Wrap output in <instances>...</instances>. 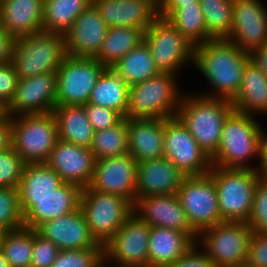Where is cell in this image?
Here are the masks:
<instances>
[{
	"mask_svg": "<svg viewBox=\"0 0 267 267\" xmlns=\"http://www.w3.org/2000/svg\"><path fill=\"white\" fill-rule=\"evenodd\" d=\"M24 226L18 188L0 187V231Z\"/></svg>",
	"mask_w": 267,
	"mask_h": 267,
	"instance_id": "f35d334b",
	"label": "cell"
},
{
	"mask_svg": "<svg viewBox=\"0 0 267 267\" xmlns=\"http://www.w3.org/2000/svg\"><path fill=\"white\" fill-rule=\"evenodd\" d=\"M185 177V174L165 157L139 162L135 199L176 194Z\"/></svg>",
	"mask_w": 267,
	"mask_h": 267,
	"instance_id": "603a6c76",
	"label": "cell"
},
{
	"mask_svg": "<svg viewBox=\"0 0 267 267\" xmlns=\"http://www.w3.org/2000/svg\"><path fill=\"white\" fill-rule=\"evenodd\" d=\"M52 113L57 123L58 139L90 148L94 130L84 105L55 106Z\"/></svg>",
	"mask_w": 267,
	"mask_h": 267,
	"instance_id": "f1b7e54d",
	"label": "cell"
},
{
	"mask_svg": "<svg viewBox=\"0 0 267 267\" xmlns=\"http://www.w3.org/2000/svg\"><path fill=\"white\" fill-rule=\"evenodd\" d=\"M195 242L184 232L150 227L148 267H167L183 256Z\"/></svg>",
	"mask_w": 267,
	"mask_h": 267,
	"instance_id": "4316f807",
	"label": "cell"
},
{
	"mask_svg": "<svg viewBox=\"0 0 267 267\" xmlns=\"http://www.w3.org/2000/svg\"><path fill=\"white\" fill-rule=\"evenodd\" d=\"M8 116L7 105L0 100V119Z\"/></svg>",
	"mask_w": 267,
	"mask_h": 267,
	"instance_id": "db71d44e",
	"label": "cell"
},
{
	"mask_svg": "<svg viewBox=\"0 0 267 267\" xmlns=\"http://www.w3.org/2000/svg\"><path fill=\"white\" fill-rule=\"evenodd\" d=\"M231 102L242 114H267V76L251 59L245 66L240 91Z\"/></svg>",
	"mask_w": 267,
	"mask_h": 267,
	"instance_id": "83f0119b",
	"label": "cell"
},
{
	"mask_svg": "<svg viewBox=\"0 0 267 267\" xmlns=\"http://www.w3.org/2000/svg\"><path fill=\"white\" fill-rule=\"evenodd\" d=\"M144 41L160 73L179 75L185 65L193 64L195 45L165 18L158 16L152 22L144 33Z\"/></svg>",
	"mask_w": 267,
	"mask_h": 267,
	"instance_id": "30bf717a",
	"label": "cell"
},
{
	"mask_svg": "<svg viewBox=\"0 0 267 267\" xmlns=\"http://www.w3.org/2000/svg\"><path fill=\"white\" fill-rule=\"evenodd\" d=\"M56 72L19 79L14 97L7 106L8 115L46 114L56 106Z\"/></svg>",
	"mask_w": 267,
	"mask_h": 267,
	"instance_id": "e0dca14e",
	"label": "cell"
},
{
	"mask_svg": "<svg viewBox=\"0 0 267 267\" xmlns=\"http://www.w3.org/2000/svg\"><path fill=\"white\" fill-rule=\"evenodd\" d=\"M64 181L45 163L25 164L18 186L19 198H46Z\"/></svg>",
	"mask_w": 267,
	"mask_h": 267,
	"instance_id": "836d02e7",
	"label": "cell"
},
{
	"mask_svg": "<svg viewBox=\"0 0 267 267\" xmlns=\"http://www.w3.org/2000/svg\"><path fill=\"white\" fill-rule=\"evenodd\" d=\"M208 173L216 185L222 221L247 223L257 182L261 177L259 170L227 169L212 166Z\"/></svg>",
	"mask_w": 267,
	"mask_h": 267,
	"instance_id": "5b68a950",
	"label": "cell"
},
{
	"mask_svg": "<svg viewBox=\"0 0 267 267\" xmlns=\"http://www.w3.org/2000/svg\"><path fill=\"white\" fill-rule=\"evenodd\" d=\"M84 110L94 132L111 128L123 119L117 111L95 104H85Z\"/></svg>",
	"mask_w": 267,
	"mask_h": 267,
	"instance_id": "ee69618b",
	"label": "cell"
},
{
	"mask_svg": "<svg viewBox=\"0 0 267 267\" xmlns=\"http://www.w3.org/2000/svg\"><path fill=\"white\" fill-rule=\"evenodd\" d=\"M149 236L150 226L132 213L103 246L104 266L148 267Z\"/></svg>",
	"mask_w": 267,
	"mask_h": 267,
	"instance_id": "4fadbf2b",
	"label": "cell"
},
{
	"mask_svg": "<svg viewBox=\"0 0 267 267\" xmlns=\"http://www.w3.org/2000/svg\"><path fill=\"white\" fill-rule=\"evenodd\" d=\"M4 30L13 35L27 36L43 31L44 0H0Z\"/></svg>",
	"mask_w": 267,
	"mask_h": 267,
	"instance_id": "484cf974",
	"label": "cell"
},
{
	"mask_svg": "<svg viewBox=\"0 0 267 267\" xmlns=\"http://www.w3.org/2000/svg\"><path fill=\"white\" fill-rule=\"evenodd\" d=\"M234 0H200L208 36L212 40L228 39L233 27Z\"/></svg>",
	"mask_w": 267,
	"mask_h": 267,
	"instance_id": "8d00e7d4",
	"label": "cell"
},
{
	"mask_svg": "<svg viewBox=\"0 0 267 267\" xmlns=\"http://www.w3.org/2000/svg\"><path fill=\"white\" fill-rule=\"evenodd\" d=\"M251 60L267 76V42L250 54Z\"/></svg>",
	"mask_w": 267,
	"mask_h": 267,
	"instance_id": "f907efd6",
	"label": "cell"
},
{
	"mask_svg": "<svg viewBox=\"0 0 267 267\" xmlns=\"http://www.w3.org/2000/svg\"><path fill=\"white\" fill-rule=\"evenodd\" d=\"M82 189L64 182L46 198H19L24 227L36 230L46 221L64 216L80 207Z\"/></svg>",
	"mask_w": 267,
	"mask_h": 267,
	"instance_id": "2e32d148",
	"label": "cell"
},
{
	"mask_svg": "<svg viewBox=\"0 0 267 267\" xmlns=\"http://www.w3.org/2000/svg\"><path fill=\"white\" fill-rule=\"evenodd\" d=\"M137 161L131 154L96 160L89 187L93 190L117 194L135 202Z\"/></svg>",
	"mask_w": 267,
	"mask_h": 267,
	"instance_id": "ac0fdd59",
	"label": "cell"
},
{
	"mask_svg": "<svg viewBox=\"0 0 267 267\" xmlns=\"http://www.w3.org/2000/svg\"><path fill=\"white\" fill-rule=\"evenodd\" d=\"M93 0H44L42 28L44 32L65 35L76 18Z\"/></svg>",
	"mask_w": 267,
	"mask_h": 267,
	"instance_id": "4dcf8cb0",
	"label": "cell"
},
{
	"mask_svg": "<svg viewBox=\"0 0 267 267\" xmlns=\"http://www.w3.org/2000/svg\"><path fill=\"white\" fill-rule=\"evenodd\" d=\"M59 248L33 229V252L31 267H51Z\"/></svg>",
	"mask_w": 267,
	"mask_h": 267,
	"instance_id": "7bdbcfd3",
	"label": "cell"
},
{
	"mask_svg": "<svg viewBox=\"0 0 267 267\" xmlns=\"http://www.w3.org/2000/svg\"><path fill=\"white\" fill-rule=\"evenodd\" d=\"M158 16L167 19L195 46L212 40L207 33L199 3L180 9H159Z\"/></svg>",
	"mask_w": 267,
	"mask_h": 267,
	"instance_id": "e575fe53",
	"label": "cell"
},
{
	"mask_svg": "<svg viewBox=\"0 0 267 267\" xmlns=\"http://www.w3.org/2000/svg\"><path fill=\"white\" fill-rule=\"evenodd\" d=\"M130 86L111 68H106L91 91L88 103L117 111L126 117Z\"/></svg>",
	"mask_w": 267,
	"mask_h": 267,
	"instance_id": "f546056e",
	"label": "cell"
},
{
	"mask_svg": "<svg viewBox=\"0 0 267 267\" xmlns=\"http://www.w3.org/2000/svg\"><path fill=\"white\" fill-rule=\"evenodd\" d=\"M191 228L199 234L223 222L219 213L217 189L212 176H186L176 193Z\"/></svg>",
	"mask_w": 267,
	"mask_h": 267,
	"instance_id": "8fae6325",
	"label": "cell"
},
{
	"mask_svg": "<svg viewBox=\"0 0 267 267\" xmlns=\"http://www.w3.org/2000/svg\"><path fill=\"white\" fill-rule=\"evenodd\" d=\"M100 17L111 27H134L144 31L158 17V10L146 0H93Z\"/></svg>",
	"mask_w": 267,
	"mask_h": 267,
	"instance_id": "cb8c5ba5",
	"label": "cell"
},
{
	"mask_svg": "<svg viewBox=\"0 0 267 267\" xmlns=\"http://www.w3.org/2000/svg\"><path fill=\"white\" fill-rule=\"evenodd\" d=\"M233 267H253V266L249 265V264L246 262V263H242V264H239V265H236V266H233Z\"/></svg>",
	"mask_w": 267,
	"mask_h": 267,
	"instance_id": "680465c9",
	"label": "cell"
},
{
	"mask_svg": "<svg viewBox=\"0 0 267 267\" xmlns=\"http://www.w3.org/2000/svg\"><path fill=\"white\" fill-rule=\"evenodd\" d=\"M144 33V30L134 27L108 28L101 49L95 59L106 68H111L120 58L144 40Z\"/></svg>",
	"mask_w": 267,
	"mask_h": 267,
	"instance_id": "1f68e13d",
	"label": "cell"
},
{
	"mask_svg": "<svg viewBox=\"0 0 267 267\" xmlns=\"http://www.w3.org/2000/svg\"><path fill=\"white\" fill-rule=\"evenodd\" d=\"M200 0H163V4L160 9H180L184 6L193 5V3H199Z\"/></svg>",
	"mask_w": 267,
	"mask_h": 267,
	"instance_id": "f5cc1de1",
	"label": "cell"
},
{
	"mask_svg": "<svg viewBox=\"0 0 267 267\" xmlns=\"http://www.w3.org/2000/svg\"><path fill=\"white\" fill-rule=\"evenodd\" d=\"M167 267H216L214 262L206 255V253L195 243L180 258L176 259Z\"/></svg>",
	"mask_w": 267,
	"mask_h": 267,
	"instance_id": "7dc6e473",
	"label": "cell"
},
{
	"mask_svg": "<svg viewBox=\"0 0 267 267\" xmlns=\"http://www.w3.org/2000/svg\"><path fill=\"white\" fill-rule=\"evenodd\" d=\"M0 267H10L8 261L4 257L2 251H0Z\"/></svg>",
	"mask_w": 267,
	"mask_h": 267,
	"instance_id": "9f6ffc18",
	"label": "cell"
},
{
	"mask_svg": "<svg viewBox=\"0 0 267 267\" xmlns=\"http://www.w3.org/2000/svg\"><path fill=\"white\" fill-rule=\"evenodd\" d=\"M129 86L158 75L150 48L143 40L111 67Z\"/></svg>",
	"mask_w": 267,
	"mask_h": 267,
	"instance_id": "d6a6232c",
	"label": "cell"
},
{
	"mask_svg": "<svg viewBox=\"0 0 267 267\" xmlns=\"http://www.w3.org/2000/svg\"><path fill=\"white\" fill-rule=\"evenodd\" d=\"M133 213L150 227L173 229L186 233L195 243L198 234L191 228L176 194L135 199Z\"/></svg>",
	"mask_w": 267,
	"mask_h": 267,
	"instance_id": "d6986e66",
	"label": "cell"
},
{
	"mask_svg": "<svg viewBox=\"0 0 267 267\" xmlns=\"http://www.w3.org/2000/svg\"><path fill=\"white\" fill-rule=\"evenodd\" d=\"M150 4H152L157 10L161 8V5L163 4V0H146Z\"/></svg>",
	"mask_w": 267,
	"mask_h": 267,
	"instance_id": "11a10c76",
	"label": "cell"
},
{
	"mask_svg": "<svg viewBox=\"0 0 267 267\" xmlns=\"http://www.w3.org/2000/svg\"><path fill=\"white\" fill-rule=\"evenodd\" d=\"M251 236L247 223L223 221L201 231L196 243L216 267H233L247 262Z\"/></svg>",
	"mask_w": 267,
	"mask_h": 267,
	"instance_id": "9c48e42d",
	"label": "cell"
},
{
	"mask_svg": "<svg viewBox=\"0 0 267 267\" xmlns=\"http://www.w3.org/2000/svg\"><path fill=\"white\" fill-rule=\"evenodd\" d=\"M108 27L98 9L91 4L74 21L64 35L66 55L78 58H96Z\"/></svg>",
	"mask_w": 267,
	"mask_h": 267,
	"instance_id": "44dd1931",
	"label": "cell"
},
{
	"mask_svg": "<svg viewBox=\"0 0 267 267\" xmlns=\"http://www.w3.org/2000/svg\"><path fill=\"white\" fill-rule=\"evenodd\" d=\"M129 154L139 162L164 157L165 119H127Z\"/></svg>",
	"mask_w": 267,
	"mask_h": 267,
	"instance_id": "d4e9b609",
	"label": "cell"
},
{
	"mask_svg": "<svg viewBox=\"0 0 267 267\" xmlns=\"http://www.w3.org/2000/svg\"><path fill=\"white\" fill-rule=\"evenodd\" d=\"M256 116L233 110L226 118L217 152L211 157L212 166L227 169H258L248 161L259 159L261 128Z\"/></svg>",
	"mask_w": 267,
	"mask_h": 267,
	"instance_id": "3957f363",
	"label": "cell"
},
{
	"mask_svg": "<svg viewBox=\"0 0 267 267\" xmlns=\"http://www.w3.org/2000/svg\"><path fill=\"white\" fill-rule=\"evenodd\" d=\"M247 263L253 267H267V233L252 232Z\"/></svg>",
	"mask_w": 267,
	"mask_h": 267,
	"instance_id": "bcb514c9",
	"label": "cell"
},
{
	"mask_svg": "<svg viewBox=\"0 0 267 267\" xmlns=\"http://www.w3.org/2000/svg\"><path fill=\"white\" fill-rule=\"evenodd\" d=\"M197 94L183 93L176 117L211 158L219 148L224 122L234 107L230 100Z\"/></svg>",
	"mask_w": 267,
	"mask_h": 267,
	"instance_id": "7a4b0ae2",
	"label": "cell"
},
{
	"mask_svg": "<svg viewBox=\"0 0 267 267\" xmlns=\"http://www.w3.org/2000/svg\"><path fill=\"white\" fill-rule=\"evenodd\" d=\"M95 162L89 148L58 139L45 164L64 182L85 189L91 183Z\"/></svg>",
	"mask_w": 267,
	"mask_h": 267,
	"instance_id": "ffe728a7",
	"label": "cell"
},
{
	"mask_svg": "<svg viewBox=\"0 0 267 267\" xmlns=\"http://www.w3.org/2000/svg\"><path fill=\"white\" fill-rule=\"evenodd\" d=\"M247 224L252 232L267 233V178L265 177L261 176L257 182Z\"/></svg>",
	"mask_w": 267,
	"mask_h": 267,
	"instance_id": "b9f144b4",
	"label": "cell"
},
{
	"mask_svg": "<svg viewBox=\"0 0 267 267\" xmlns=\"http://www.w3.org/2000/svg\"><path fill=\"white\" fill-rule=\"evenodd\" d=\"M4 29V25H3V17H2V4L0 1V30Z\"/></svg>",
	"mask_w": 267,
	"mask_h": 267,
	"instance_id": "6f0895ef",
	"label": "cell"
},
{
	"mask_svg": "<svg viewBox=\"0 0 267 267\" xmlns=\"http://www.w3.org/2000/svg\"><path fill=\"white\" fill-rule=\"evenodd\" d=\"M25 163L12 146L0 151V187L18 188Z\"/></svg>",
	"mask_w": 267,
	"mask_h": 267,
	"instance_id": "60d3db41",
	"label": "cell"
},
{
	"mask_svg": "<svg viewBox=\"0 0 267 267\" xmlns=\"http://www.w3.org/2000/svg\"><path fill=\"white\" fill-rule=\"evenodd\" d=\"M36 231L60 250L103 247L91 235L80 207L69 214L44 222Z\"/></svg>",
	"mask_w": 267,
	"mask_h": 267,
	"instance_id": "7402d4cb",
	"label": "cell"
},
{
	"mask_svg": "<svg viewBox=\"0 0 267 267\" xmlns=\"http://www.w3.org/2000/svg\"><path fill=\"white\" fill-rule=\"evenodd\" d=\"M3 234H4V231H0V251H1V243H2Z\"/></svg>",
	"mask_w": 267,
	"mask_h": 267,
	"instance_id": "91938a15",
	"label": "cell"
},
{
	"mask_svg": "<svg viewBox=\"0 0 267 267\" xmlns=\"http://www.w3.org/2000/svg\"><path fill=\"white\" fill-rule=\"evenodd\" d=\"M260 165L258 170L262 177L267 178V133L261 128Z\"/></svg>",
	"mask_w": 267,
	"mask_h": 267,
	"instance_id": "816d5d0a",
	"label": "cell"
},
{
	"mask_svg": "<svg viewBox=\"0 0 267 267\" xmlns=\"http://www.w3.org/2000/svg\"><path fill=\"white\" fill-rule=\"evenodd\" d=\"M178 75L159 73L129 89L127 119H166L175 117L182 99ZM182 91V92H181Z\"/></svg>",
	"mask_w": 267,
	"mask_h": 267,
	"instance_id": "277c9868",
	"label": "cell"
},
{
	"mask_svg": "<svg viewBox=\"0 0 267 267\" xmlns=\"http://www.w3.org/2000/svg\"><path fill=\"white\" fill-rule=\"evenodd\" d=\"M250 59L249 53L228 39L196 45L193 65L214 88L213 92L201 95L232 101L240 91L245 66Z\"/></svg>",
	"mask_w": 267,
	"mask_h": 267,
	"instance_id": "6da1fadb",
	"label": "cell"
},
{
	"mask_svg": "<svg viewBox=\"0 0 267 267\" xmlns=\"http://www.w3.org/2000/svg\"><path fill=\"white\" fill-rule=\"evenodd\" d=\"M11 146L25 164L45 163L58 140L52 112L11 118Z\"/></svg>",
	"mask_w": 267,
	"mask_h": 267,
	"instance_id": "52a82bcc",
	"label": "cell"
},
{
	"mask_svg": "<svg viewBox=\"0 0 267 267\" xmlns=\"http://www.w3.org/2000/svg\"><path fill=\"white\" fill-rule=\"evenodd\" d=\"M19 77L13 63L0 65V100L7 106L12 101Z\"/></svg>",
	"mask_w": 267,
	"mask_h": 267,
	"instance_id": "f6af8a7d",
	"label": "cell"
},
{
	"mask_svg": "<svg viewBox=\"0 0 267 267\" xmlns=\"http://www.w3.org/2000/svg\"><path fill=\"white\" fill-rule=\"evenodd\" d=\"M65 56L63 35L42 31L15 39L13 64L19 79L57 72Z\"/></svg>",
	"mask_w": 267,
	"mask_h": 267,
	"instance_id": "8992f818",
	"label": "cell"
},
{
	"mask_svg": "<svg viewBox=\"0 0 267 267\" xmlns=\"http://www.w3.org/2000/svg\"><path fill=\"white\" fill-rule=\"evenodd\" d=\"M229 41L251 54L267 42V9L261 0H234Z\"/></svg>",
	"mask_w": 267,
	"mask_h": 267,
	"instance_id": "9a60e30c",
	"label": "cell"
},
{
	"mask_svg": "<svg viewBox=\"0 0 267 267\" xmlns=\"http://www.w3.org/2000/svg\"><path fill=\"white\" fill-rule=\"evenodd\" d=\"M11 118L8 115L0 119V151L11 146Z\"/></svg>",
	"mask_w": 267,
	"mask_h": 267,
	"instance_id": "681fc988",
	"label": "cell"
},
{
	"mask_svg": "<svg viewBox=\"0 0 267 267\" xmlns=\"http://www.w3.org/2000/svg\"><path fill=\"white\" fill-rule=\"evenodd\" d=\"M89 149L94 155L95 160L128 154L127 118L124 117L111 128L94 132Z\"/></svg>",
	"mask_w": 267,
	"mask_h": 267,
	"instance_id": "d590c367",
	"label": "cell"
},
{
	"mask_svg": "<svg viewBox=\"0 0 267 267\" xmlns=\"http://www.w3.org/2000/svg\"><path fill=\"white\" fill-rule=\"evenodd\" d=\"M51 267H104L103 247L59 250Z\"/></svg>",
	"mask_w": 267,
	"mask_h": 267,
	"instance_id": "ab89813d",
	"label": "cell"
},
{
	"mask_svg": "<svg viewBox=\"0 0 267 267\" xmlns=\"http://www.w3.org/2000/svg\"><path fill=\"white\" fill-rule=\"evenodd\" d=\"M164 157L185 176L204 175L212 168L211 158L176 116L165 119Z\"/></svg>",
	"mask_w": 267,
	"mask_h": 267,
	"instance_id": "5bb4252c",
	"label": "cell"
},
{
	"mask_svg": "<svg viewBox=\"0 0 267 267\" xmlns=\"http://www.w3.org/2000/svg\"><path fill=\"white\" fill-rule=\"evenodd\" d=\"M106 67L95 58L66 55L56 72V106L85 105Z\"/></svg>",
	"mask_w": 267,
	"mask_h": 267,
	"instance_id": "7c38bea8",
	"label": "cell"
},
{
	"mask_svg": "<svg viewBox=\"0 0 267 267\" xmlns=\"http://www.w3.org/2000/svg\"><path fill=\"white\" fill-rule=\"evenodd\" d=\"M1 251L10 267H31L33 229L23 226L4 232Z\"/></svg>",
	"mask_w": 267,
	"mask_h": 267,
	"instance_id": "74e56055",
	"label": "cell"
},
{
	"mask_svg": "<svg viewBox=\"0 0 267 267\" xmlns=\"http://www.w3.org/2000/svg\"><path fill=\"white\" fill-rule=\"evenodd\" d=\"M15 39L4 29L0 30V65L13 63Z\"/></svg>",
	"mask_w": 267,
	"mask_h": 267,
	"instance_id": "c3c4849f",
	"label": "cell"
},
{
	"mask_svg": "<svg viewBox=\"0 0 267 267\" xmlns=\"http://www.w3.org/2000/svg\"><path fill=\"white\" fill-rule=\"evenodd\" d=\"M80 209L96 242L104 246L133 213V204L123 196L82 189Z\"/></svg>",
	"mask_w": 267,
	"mask_h": 267,
	"instance_id": "ba28073f",
	"label": "cell"
}]
</instances>
